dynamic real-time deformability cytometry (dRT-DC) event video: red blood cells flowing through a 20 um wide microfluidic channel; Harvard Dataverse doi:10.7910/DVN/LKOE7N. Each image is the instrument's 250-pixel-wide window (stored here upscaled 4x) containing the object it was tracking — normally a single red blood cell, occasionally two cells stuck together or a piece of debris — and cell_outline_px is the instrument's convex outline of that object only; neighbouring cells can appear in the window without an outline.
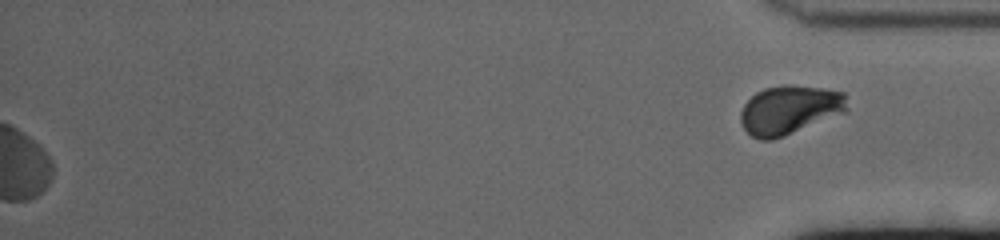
{"species": "human", "species_latin": "Homo sapiens", "temperature_condition": "cold", "stored_images_in_passage": 59, "segment_of_instrument_passage": [2, 2], "camera_frame_rate_fps": 3000, "um_per_image_px": 0.085, "donor": {"sex": "female"}, "frame": {"image": 1, "passage_image": 59, "time_ms": 19.333, "image_size_px": [1000, 240], "cell_outline_px": [[848, 112], [784, 136], [772, 140], [760, 140], [752, 136], [744, 128], [740, 120], [740, 112], [744, 104], [756, 92], [764, 88], [784, 84], [824, 88], [844, 92], [848, 108]], "centroid_in_image_um": [67.13, 9.34], "position_along_channel_um": 368.1, "area_um2": 30.63}}